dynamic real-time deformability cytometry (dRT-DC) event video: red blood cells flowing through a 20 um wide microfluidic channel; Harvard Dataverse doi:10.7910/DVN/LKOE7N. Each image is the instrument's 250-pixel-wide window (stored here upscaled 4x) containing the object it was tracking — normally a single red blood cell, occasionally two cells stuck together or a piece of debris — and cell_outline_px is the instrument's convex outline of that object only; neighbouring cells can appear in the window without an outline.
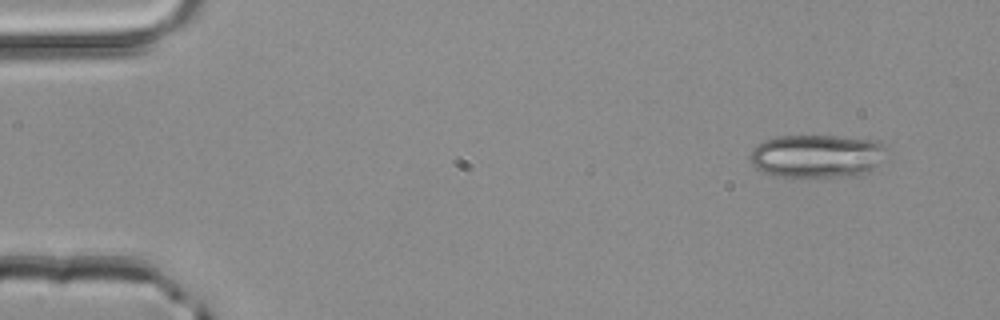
{"species": "common noctule bat (a hibernating species)", "species_latin": "Nyctalus noctula", "temperature_condition": "room temperature", "stored_images_in_passage": 3, "camera_frame_rate_fps": 3000, "um_per_image_px": 0.085, "animal": {"sex": "male", "body_mass_g": 20.4}, "frame": {"image": 1, "passage_image": 1, "time_ms": 0.0, "image_size_px": [1000, 320], "cell_outline_px": [[884, 144], [876, 164], [872, 168], [864, 172], [852, 176], [772, 176], [760, 172], [752, 164], [748, 156], [752, 148], [756, 144], [764, 140], [776, 136], [840, 136], [880, 140]], "centroid_in_image_um": [69.31, 13.24], "position_along_channel_um": 15.7, "area_um2": 34.1}}